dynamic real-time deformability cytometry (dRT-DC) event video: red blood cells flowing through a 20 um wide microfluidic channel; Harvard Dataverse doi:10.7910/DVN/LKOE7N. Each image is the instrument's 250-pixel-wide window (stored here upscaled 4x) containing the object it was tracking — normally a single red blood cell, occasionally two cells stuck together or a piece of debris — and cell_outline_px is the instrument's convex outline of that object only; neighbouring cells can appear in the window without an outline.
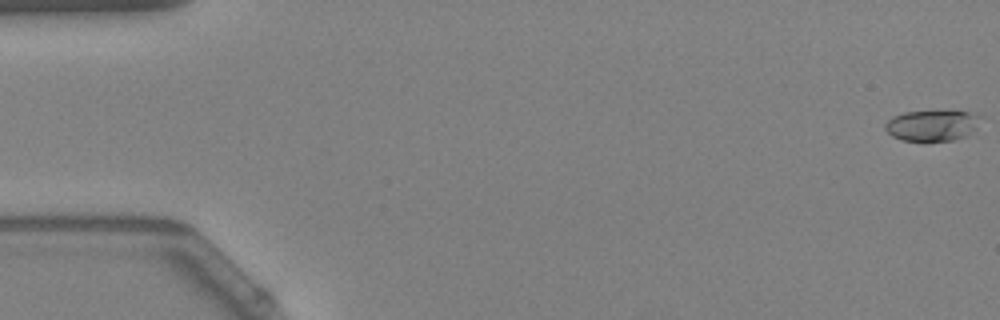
{"species": "Egyptian fruit bat (a non-hibernating species)", "species_latin": "Rousettus aegyptiacus", "temperature_condition": "warm", "stored_images_in_passage": 52, "camera_frame_rate_fps": 3000, "um_per_image_px": 0.085, "animal": {"sex": "female"}, "frame": {"image": 1, "passage_image": 1, "time_ms": 0.0, "image_size_px": [1000, 320], "cell_outline_px": [[984, 116], [976, 128], [968, 136], [952, 140], [900, 140], [892, 136], [884, 128], [884, 124], [892, 116], [904, 112], [968, 112]], "centroid_in_image_um": [79.25, 10.67], "position_along_channel_um": 5.8, "area_um2": 17.05}}
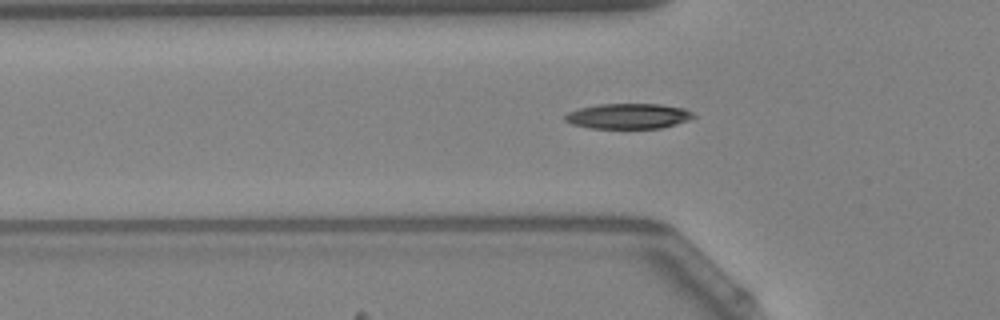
{"frame": {"image": 2, "passage_image": 19, "time_ms": 6.0, "image_size_px": [1000, 320], "cell_outline_px": [[696, 116], [688, 120], [676, 124], [660, 128], [592, 128], [572, 124], [564, 120], [564, 116], [568, 112], [580, 108], [600, 104], [660, 104], [684, 108], [692, 112]], "centroid_in_image_um": [53.41, 9.87], "position_along_channel_um": 72.4, "area_um2": 18.84}}
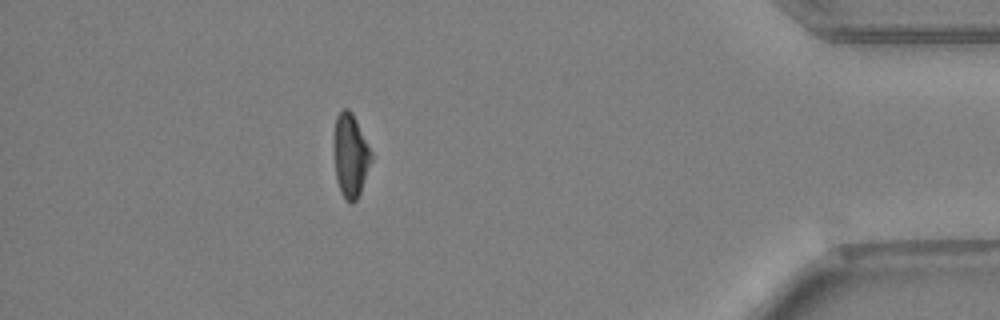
{"frame": {"image": 3, "passage_image": 49, "time_ms": 16.0, "image_size_px": [1000, 320], "cell_outline_px": [[372, 160], [360, 192], [356, 200], [352, 204], [340, 192], [336, 180], [332, 152], [332, 140], [336, 116], [344, 108], [348, 108], [352, 112], [372, 152]], "centroid_in_image_um": [29.75, 13.19], "position_along_channel_um": 405.5, "area_um2": 18.55}}